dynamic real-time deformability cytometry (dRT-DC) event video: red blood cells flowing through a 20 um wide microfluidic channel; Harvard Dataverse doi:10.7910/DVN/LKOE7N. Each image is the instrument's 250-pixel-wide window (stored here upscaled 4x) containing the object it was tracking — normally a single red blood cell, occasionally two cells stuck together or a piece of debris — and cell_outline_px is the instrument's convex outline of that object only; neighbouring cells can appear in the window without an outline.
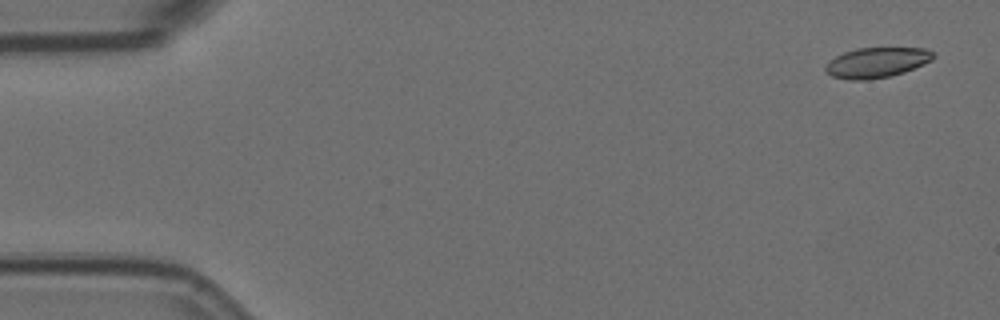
{"species": "Egyptian fruit bat (a non-hibernating species)", "species_latin": "Rousettus aegyptiacus", "temperature_condition": "room temperature", "stored_images_in_passage": 5, "camera_frame_rate_fps": 3000, "um_per_image_px": 0.085, "animal": {"sex": "female"}, "frame": {"image": 1, "passage_image": 1, "time_ms": 0.0, "image_size_px": [1000, 320], "cell_outline_px": [[936, 56], [932, 60], [904, 72], [888, 76], [868, 80], [848, 80], [832, 76], [824, 68], [836, 56], [844, 52], [856, 48], [924, 48], [936, 52]], "centroid_in_image_um": [74.56, 5.31], "position_along_channel_um": 10.4, "area_um2": 18.84}}
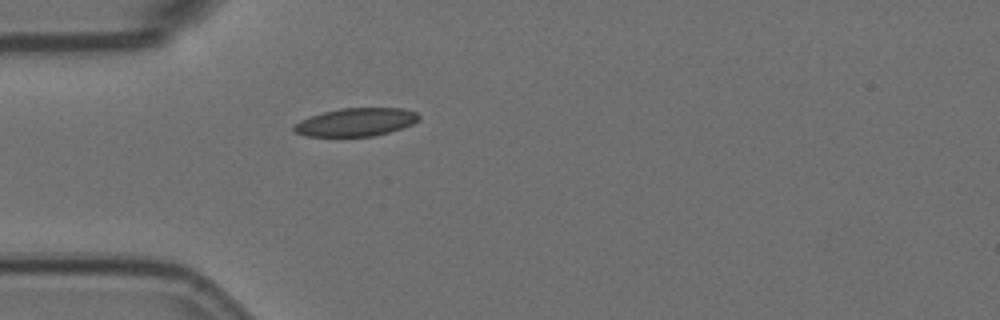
{"frame": {"image": 2, "passage_image": 5, "time_ms": 1.333, "image_size_px": [1000, 320], "cell_outline_px": [[420, 120], [412, 124], [388, 132], [372, 136], [304, 136], [296, 132], [292, 128], [300, 120], [324, 112], [340, 108], [404, 108], [416, 112], [420, 116]], "centroid_in_image_um": [30.28, 10.37], "position_along_channel_um": 54.7, "area_um2": 20.29}}